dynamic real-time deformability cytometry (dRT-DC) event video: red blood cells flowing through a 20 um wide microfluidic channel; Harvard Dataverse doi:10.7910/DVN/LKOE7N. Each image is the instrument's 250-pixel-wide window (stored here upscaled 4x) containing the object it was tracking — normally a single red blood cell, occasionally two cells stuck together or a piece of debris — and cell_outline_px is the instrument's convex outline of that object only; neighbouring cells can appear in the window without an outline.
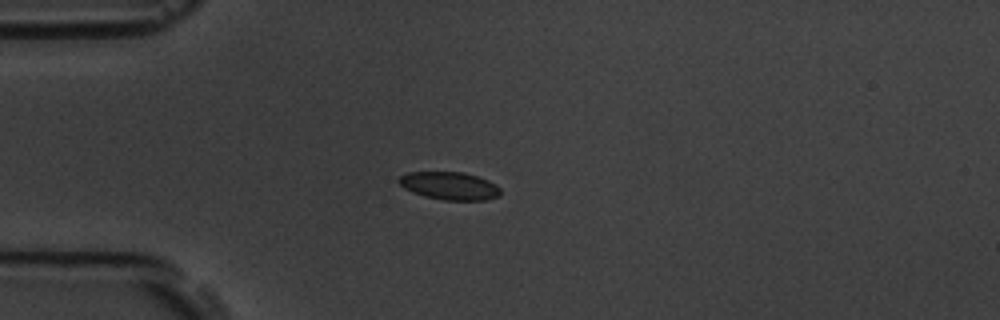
{"species": "common noctule bat (a hibernating species)", "species_latin": "Nyctalus noctula", "temperature_condition": "room temperature", "stored_images_in_passage": 11, "camera_frame_rate_fps": 3000, "um_per_image_px": 0.085, "animal": {"sex": "male", "body_mass_g": 19.5, "forearm_length_mm": 54.6}, "frame": {"image": 1, "passage_image": 3, "time_ms": 3.333, "image_size_px": [1000, 320], "cell_outline_px": [[500, 196], [484, 200], [444, 200], [424, 196], [412, 192], [404, 188], [396, 180], [400, 176], [408, 172], [464, 172], [488, 180], [496, 184], [500, 188]], "centroid_in_image_um": [38.2, 15.79], "position_along_channel_um": 46.8, "area_um2": 16.53}}
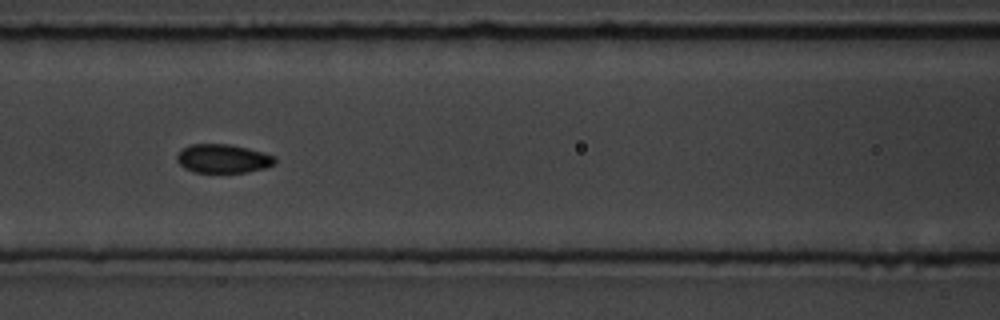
{"frame": {"image": 2, "passage_image": 6, "time_ms": 6.667, "image_size_px": [1000, 320], "cell_outline_px": [[276, 164], [264, 168], [248, 172], [196, 172], [184, 168], [176, 160], [176, 156], [184, 148], [192, 144], [232, 144], [248, 148], [276, 156]], "centroid_in_image_um": [18.99, 13.48], "position_along_channel_um": 147.6, "area_um2": 16.42}}
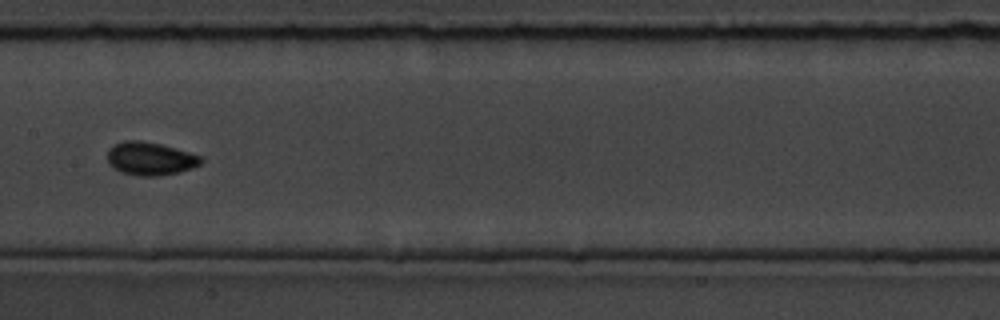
{"frame": {"image": 3, "passage_image": 7, "time_ms": 8.0, "image_size_px": [1000, 320], "cell_outline_px": [[204, 160], [200, 164], [192, 168], [180, 172], [160, 176], [140, 176], [120, 172], [112, 168], [108, 164], [108, 148], [112, 144], [124, 140], [140, 140], [160, 144], [188, 152], [200, 156]], "centroid_in_image_um": [12.73, 13.49], "position_along_channel_um": 194.7, "area_um2": 18.26}}